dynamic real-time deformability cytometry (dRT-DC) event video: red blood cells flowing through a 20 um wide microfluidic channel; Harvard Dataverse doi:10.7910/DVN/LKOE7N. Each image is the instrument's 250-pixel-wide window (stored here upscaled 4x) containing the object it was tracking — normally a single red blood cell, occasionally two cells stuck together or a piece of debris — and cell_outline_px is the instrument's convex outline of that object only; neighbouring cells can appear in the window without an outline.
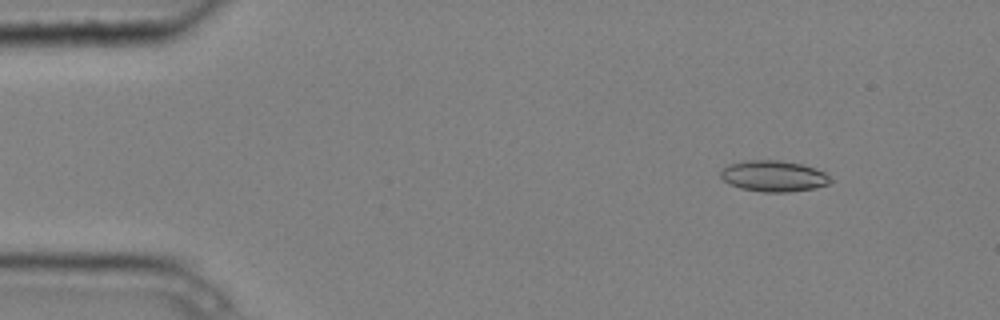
{"species": "common noctule bat (a hibernating species)", "species_latin": "Nyctalus noctula", "temperature_condition": "cold", "stored_images_in_passage": 3, "camera_frame_rate_fps": 3000, "um_per_image_px": 0.085, "animal": {"sex": "male", "body_mass_g": 20.4}, "frame": {"image": 1, "passage_image": 1, "time_ms": 0.0, "image_size_px": [1000, 320], "cell_outline_px": [[832, 180], [828, 184], [816, 188], [788, 192], [764, 192], [740, 188], [728, 184], [720, 176], [720, 172], [728, 164], [744, 160], [780, 160], [800, 164], [824, 172]], "centroid_in_image_um": [65.72, 14.97], "position_along_channel_um": 19.3, "area_um2": 19.83}}